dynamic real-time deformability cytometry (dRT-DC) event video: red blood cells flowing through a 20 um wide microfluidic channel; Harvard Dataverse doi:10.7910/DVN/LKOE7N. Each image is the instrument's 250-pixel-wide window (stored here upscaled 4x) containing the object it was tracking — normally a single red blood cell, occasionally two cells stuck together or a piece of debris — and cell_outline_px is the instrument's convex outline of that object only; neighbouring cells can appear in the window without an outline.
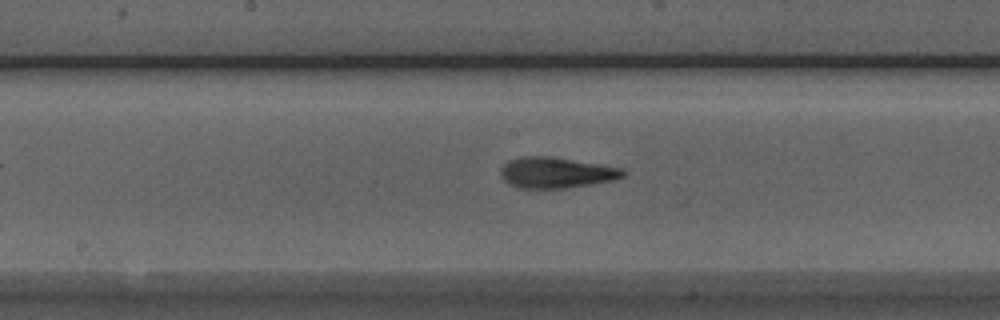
{"species": "Egyptian fruit bat (a non-hibernating species)", "species_latin": "Rousettus aegyptiacus", "temperature_condition": "room temperature", "stored_images_in_passage": 9, "segment_of_instrument_passage": [2, 2], "camera_frame_rate_fps": 3000, "um_per_image_px": 0.085, "animal": {"sex": "male"}, "frame": {"image": 1, "passage_image": 9, "time_ms": 9.0, "image_size_px": [1000, 320], "cell_outline_px": [[628, 172], [624, 176], [612, 180], [564, 188], [520, 188], [508, 184], [500, 176], [500, 172], [504, 164], [508, 160], [520, 156], [552, 156], [624, 168]], "centroid_in_image_um": [47.26, 14.66], "position_along_channel_um": 200.9, "area_um2": 22.08}}